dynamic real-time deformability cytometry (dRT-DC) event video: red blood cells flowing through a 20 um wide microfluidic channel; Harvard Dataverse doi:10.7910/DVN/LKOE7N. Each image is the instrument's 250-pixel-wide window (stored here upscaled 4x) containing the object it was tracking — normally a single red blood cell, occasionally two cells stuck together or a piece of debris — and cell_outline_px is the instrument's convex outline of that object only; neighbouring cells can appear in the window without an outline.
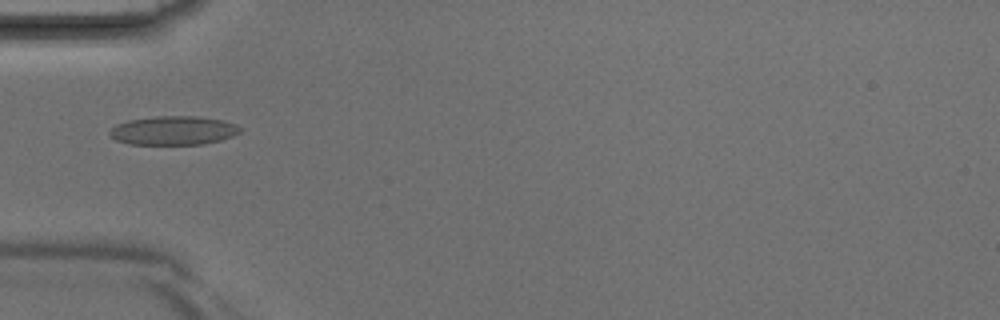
{"species": "Egyptian fruit bat (a non-hibernating species)", "species_latin": "Rousettus aegyptiacus", "temperature_condition": "room temperature", "stored_images_in_passage": 4, "camera_frame_rate_fps": 3000, "um_per_image_px": 0.085, "animal": {"sex": "male"}, "frame": {"image": 1, "passage_image": 4, "time_ms": 1.0, "image_size_px": [1000, 320], "cell_outline_px": [[244, 128], [240, 132], [232, 136], [220, 140], [204, 144], [128, 144], [116, 140], [108, 136], [108, 132], [116, 124], [128, 120], [156, 116], [196, 116], [224, 120], [236, 124]], "centroid_in_image_um": [14.74, 11.09], "position_along_channel_um": 70.3, "area_um2": 22.14}}